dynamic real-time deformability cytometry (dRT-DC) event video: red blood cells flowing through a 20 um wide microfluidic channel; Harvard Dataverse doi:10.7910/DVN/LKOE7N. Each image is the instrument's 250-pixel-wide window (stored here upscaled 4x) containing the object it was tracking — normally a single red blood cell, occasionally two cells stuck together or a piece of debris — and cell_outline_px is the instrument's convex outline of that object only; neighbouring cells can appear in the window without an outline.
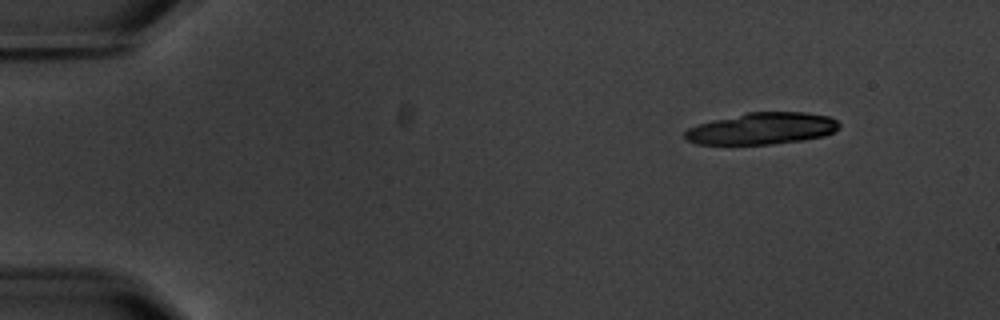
{"species": "common noctule bat (a hibernating species)", "species_latin": "Nyctalus noctula", "temperature_condition": "warm", "stored_images_in_passage": 5, "camera_frame_rate_fps": 3000, "um_per_image_px": 0.085, "animal": {"sex": "male", "body_mass_g": 20.1, "forearm_length_mm": 53.5}, "frame": {"image": 1, "passage_image": 1, "time_ms": 0.0, "image_size_px": [1000, 320], "cell_outline_px": [[840, 128], [824, 136], [804, 140], [772, 144], [696, 144], [688, 140], [684, 136], [684, 132], [688, 128], [696, 124], [712, 120], [748, 112], [804, 112], [828, 116], [836, 120], [840, 124]], "centroid_in_image_um": [64.77, 10.92], "position_along_channel_um": 20.2, "area_um2": 28.55}}
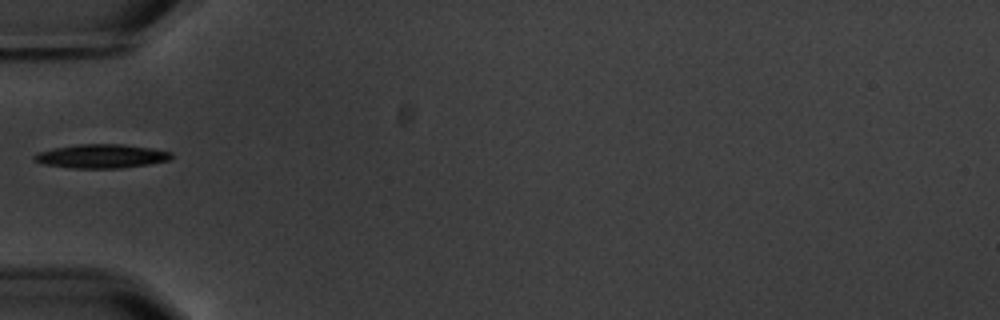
{"frame": {"image": 2, "passage_image": 5, "time_ms": 4.667, "image_size_px": [1000, 320], "cell_outline_px": [[172, 160], [148, 164], [120, 168], [72, 168], [44, 164], [36, 160], [32, 156], [36, 152], [52, 148], [80, 144], [120, 144], [152, 148], [172, 152]], "centroid_in_image_um": [8.63, 13.27], "position_along_channel_um": 76.4, "area_um2": 19.07}}